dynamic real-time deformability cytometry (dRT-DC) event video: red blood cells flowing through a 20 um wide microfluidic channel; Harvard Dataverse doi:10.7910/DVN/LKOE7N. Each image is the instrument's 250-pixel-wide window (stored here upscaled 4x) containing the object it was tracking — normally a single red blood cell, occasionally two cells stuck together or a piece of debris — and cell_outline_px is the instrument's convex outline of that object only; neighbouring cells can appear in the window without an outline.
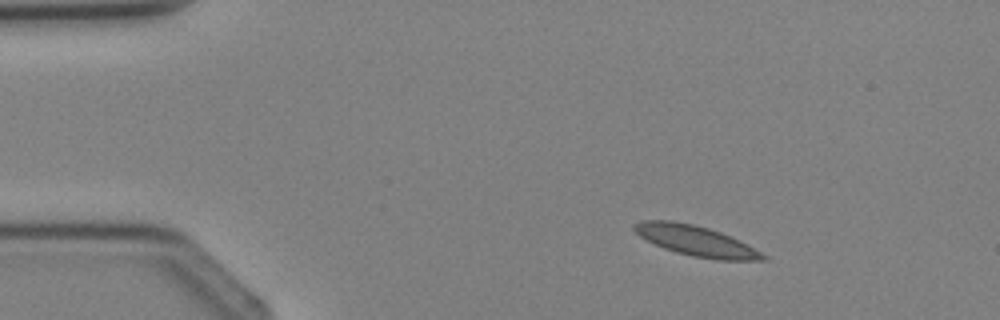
{"species": "Egyptian fruit bat (a non-hibernating species)", "species_latin": "Rousettus aegyptiacus", "temperature_condition": "cold", "stored_images_in_passage": 2, "camera_frame_rate_fps": 3000, "um_per_image_px": 0.085, "animal": {"sex": "female"}, "frame": {"image": 1, "passage_image": 1, "time_ms": 0.0, "image_size_px": [1000, 320], "cell_outline_px": [[768, 260], [720, 260], [692, 256], [676, 252], [664, 248], [640, 236], [632, 228], [632, 224], [644, 220], [672, 220], [692, 224], [708, 228], [720, 232], [740, 240], [748, 244], [768, 256]], "centroid_in_image_um": [59.18, 20.47], "position_along_channel_um": 25.8, "area_um2": 22.66}}